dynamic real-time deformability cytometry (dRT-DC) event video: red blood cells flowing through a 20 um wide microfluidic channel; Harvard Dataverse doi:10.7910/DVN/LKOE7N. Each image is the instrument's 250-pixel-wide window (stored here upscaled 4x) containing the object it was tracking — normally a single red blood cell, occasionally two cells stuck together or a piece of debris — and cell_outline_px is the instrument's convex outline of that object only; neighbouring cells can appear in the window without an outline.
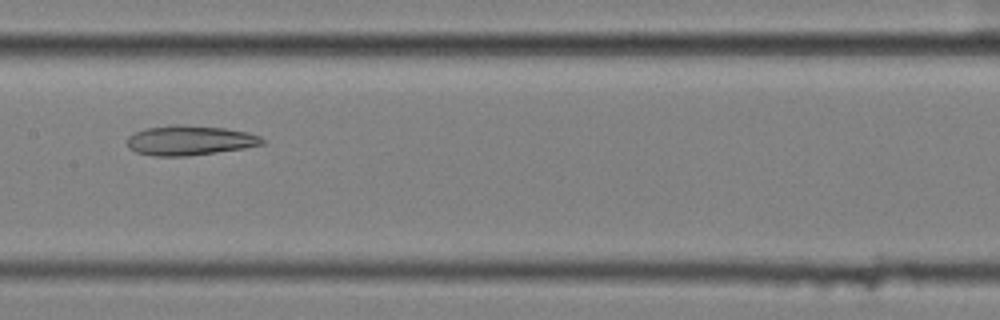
{"species": "common noctule bat (a hibernating species)", "species_latin": "Nyctalus noctula", "temperature_condition": "cold", "stored_images_in_passage": 6, "camera_frame_rate_fps": 3000, "um_per_image_px": 0.085, "animal": {"sex": "female", "body_mass_g": 25.1}, "frame": {"image": 1, "passage_image": 6, "time_ms": 1.667, "image_size_px": [1000, 320], "cell_outline_px": [[264, 144], [244, 148], [188, 156], [152, 156], [136, 152], [128, 148], [128, 136], [144, 128], [172, 124], [180, 124], [224, 128], [248, 132], [260, 136], [264, 140]], "centroid_in_image_um": [16.11, 11.93], "position_along_channel_um": 191.3, "area_um2": 23.52}}